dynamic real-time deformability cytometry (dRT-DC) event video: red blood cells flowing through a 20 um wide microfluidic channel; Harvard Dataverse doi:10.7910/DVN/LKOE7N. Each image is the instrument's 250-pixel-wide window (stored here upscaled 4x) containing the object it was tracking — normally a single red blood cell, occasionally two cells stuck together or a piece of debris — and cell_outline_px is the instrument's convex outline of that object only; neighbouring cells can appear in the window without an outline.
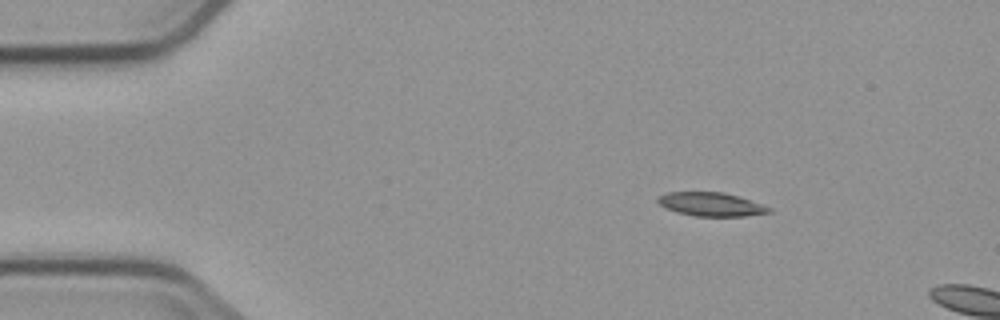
{"species": "common noctule bat (a hibernating species)", "species_latin": "Nyctalus noctula", "temperature_condition": "cold", "stored_images_in_passage": 2, "camera_frame_rate_fps": 3000, "um_per_image_px": 0.085, "animal": {"sex": "male", "body_mass_g": 23.1, "forearm_length_mm": 52.7}, "frame": {"image": 1, "passage_image": 1, "time_ms": 0.0, "image_size_px": [1000, 320], "cell_outline_px": [[772, 212], [744, 216], [696, 216], [676, 212], [664, 208], [656, 200], [660, 196], [668, 192], [724, 192], [772, 208]], "centroid_in_image_um": [60.41, 17.37], "position_along_channel_um": 24.6, "area_um2": 15.14}}